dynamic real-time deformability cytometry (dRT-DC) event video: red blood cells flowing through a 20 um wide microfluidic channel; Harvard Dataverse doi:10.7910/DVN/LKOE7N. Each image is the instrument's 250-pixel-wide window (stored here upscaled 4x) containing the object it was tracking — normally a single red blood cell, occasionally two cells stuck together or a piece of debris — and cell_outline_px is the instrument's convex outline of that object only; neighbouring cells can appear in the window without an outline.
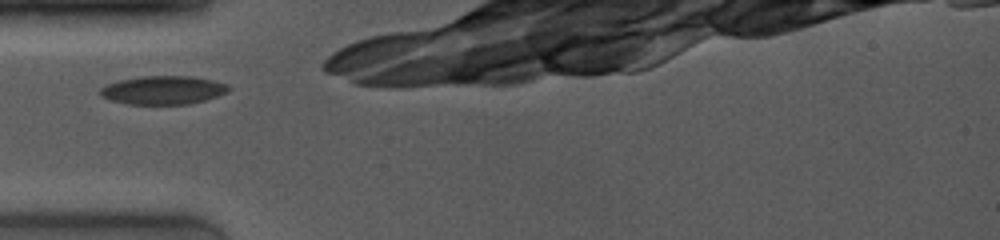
{"species": "common noctule bat (a hibernating species)", "species_latin": "Nyctalus noctula", "temperature_condition": "room temperature", "stored_images_in_passage": 25, "camera_frame_rate_fps": 4000, "um_per_image_px": 0.085, "animal": {"sex": "female", "body_mass_g": 19.0, "forearm_length_mm": 53.3}, "frame": {"image": 1, "passage_image": 1, "time_ms": 0.0, "image_size_px": [1000, 240], "cell_outline_px": [[232, 88], [228, 92], [204, 100], [188, 104], [128, 104], [112, 100], [100, 96], [100, 88], [108, 84], [120, 80], [140, 76], [192, 76], [212, 80], [228, 84]], "centroid_in_image_um": [13.89, 7.65], "position_along_channel_um": 71.1, "area_um2": 21.27}}
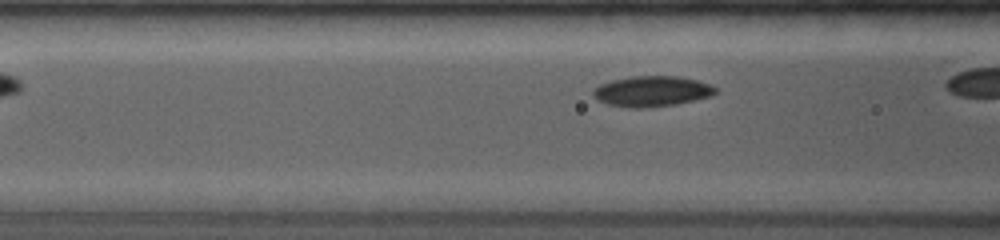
{"frame": {"image": 2, "passage_image": 4, "time_ms": 1.0, "image_size_px": [1000, 240], "cell_outline_px": [[716, 92], [712, 96], [676, 104], [644, 108], [628, 108], [608, 104], [596, 100], [592, 96], [592, 88], [600, 84], [612, 80], [632, 76], [676, 76], [696, 80], [712, 84], [716, 88]], "centroid_in_image_um": [55.37, 7.76], "position_along_channel_um": 111.2, "area_um2": 21.96}}